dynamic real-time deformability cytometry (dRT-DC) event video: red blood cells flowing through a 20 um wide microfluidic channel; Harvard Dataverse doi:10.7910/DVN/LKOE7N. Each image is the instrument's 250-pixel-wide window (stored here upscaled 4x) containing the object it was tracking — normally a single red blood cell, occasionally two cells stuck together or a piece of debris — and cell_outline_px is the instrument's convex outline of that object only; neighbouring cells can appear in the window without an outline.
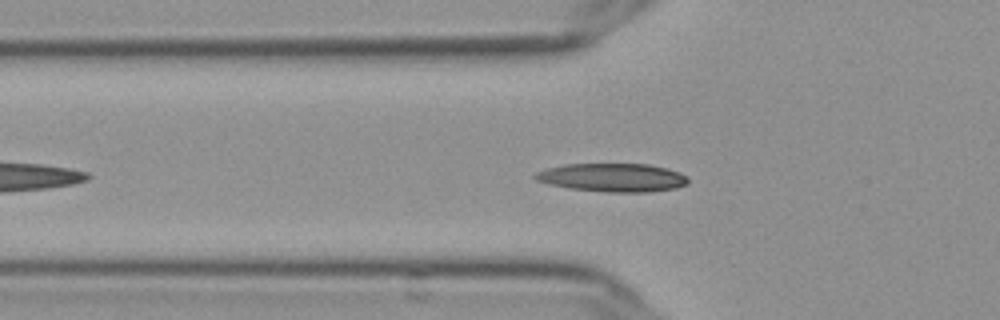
{"species": "Egyptian fruit bat (a non-hibernating species)", "species_latin": "Rousettus aegyptiacus", "temperature_condition": "cold", "stored_images_in_passage": 35, "camera_frame_rate_fps": 3000, "um_per_image_px": 0.085, "frame": {"image": 1, "passage_image": 9, "time_ms": 2.667, "image_size_px": [1000, 320], "cell_outline_px": [[688, 184], [676, 188], [648, 192], [604, 192], [572, 188], [548, 184], [536, 180], [532, 176], [536, 172], [548, 168], [564, 164], [648, 164], [664, 168], [676, 172], [684, 176], [688, 180]], "centroid_in_image_um": [52.03, 15.09], "position_along_channel_um": 73.8, "area_um2": 25.09}}
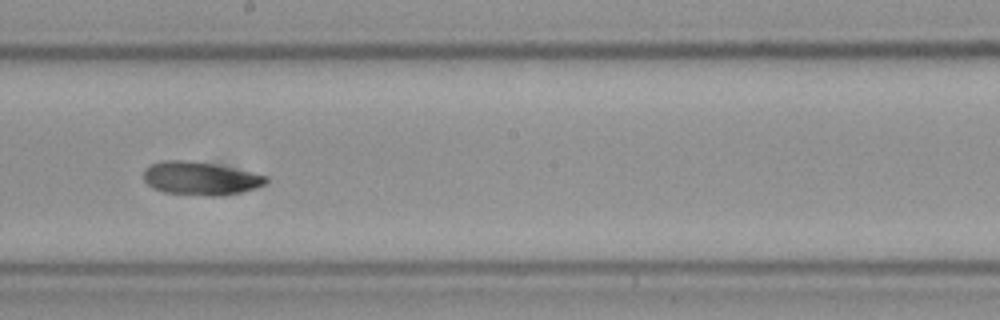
{"frame": {"image": 2, "passage_image": 22, "time_ms": 7.0, "image_size_px": [1000, 320], "cell_outline_px": [[268, 180], [264, 184], [256, 188], [240, 192], [216, 196], [204, 196], [164, 192], [152, 188], [144, 180], [144, 168], [152, 164], [164, 160], [184, 160], [212, 164], [268, 176]], "centroid_in_image_um": [17.0, 15.17], "position_along_channel_um": 231.2, "area_um2": 23.47}}
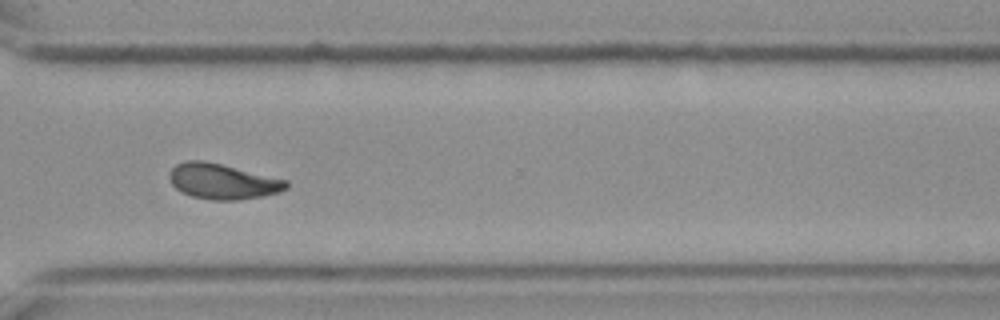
{"frame": {"image": 3, "passage_image": 32, "time_ms": 10.333, "image_size_px": [1000, 320], "cell_outline_px": [[288, 188], [280, 192], [264, 196], [236, 200], [212, 200], [192, 196], [176, 188], [172, 184], [168, 176], [168, 172], [176, 164], [188, 160], [204, 160], [288, 180]], "centroid_in_image_um": [18.93, 15.42], "position_along_channel_um": 351.7, "area_um2": 24.1}, "authors_computed_cell_mechanics": {"area_um2": 23.698, "velocity_mm_per_s": 3.6158, "shape_relaxation_time_tau1_ms": 4.5044, "shape_relaxation_time_tau2_ms": 4.2193, "deformation_change_tau1": 0.1532, "deformation_change_tau2": 0.0909}}